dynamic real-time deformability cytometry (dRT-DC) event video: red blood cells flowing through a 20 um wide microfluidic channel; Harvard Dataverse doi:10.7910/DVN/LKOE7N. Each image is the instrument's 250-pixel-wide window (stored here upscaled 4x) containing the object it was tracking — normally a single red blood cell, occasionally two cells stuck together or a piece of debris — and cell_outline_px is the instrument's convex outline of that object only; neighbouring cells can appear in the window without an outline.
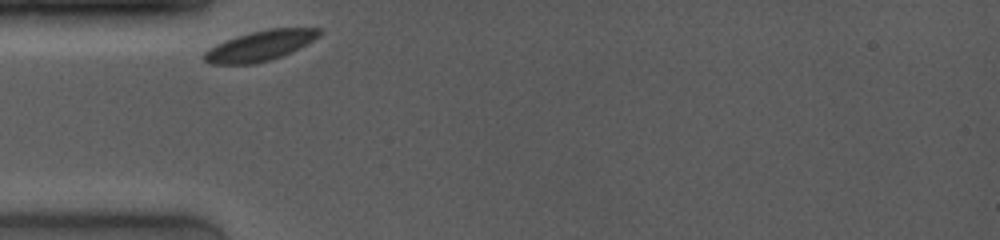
{"species": "common noctule bat (a hibernating species)", "species_latin": "Nyctalus noctula", "temperature_condition": "room temperature", "stored_images_in_passage": 38, "segment_of_instrument_passage": [1, 2], "camera_frame_rate_fps": 4000, "um_per_image_px": 0.085, "animal": {"sex": "female", "body_mass_g": 19.0, "forearm_length_mm": 53.3}, "frame": {"image": 1, "passage_image": 1, "time_ms": 0.0, "image_size_px": [1000, 240], "cell_outline_px": [[324, 32], [320, 36], [280, 56], [268, 60], [252, 64], [212, 64], [204, 60], [200, 56], [208, 48], [216, 44], [236, 36], [268, 28], [320, 28]], "centroid_in_image_um": [22.05, 3.88], "position_along_channel_um": 62.9, "area_um2": 20.0}}
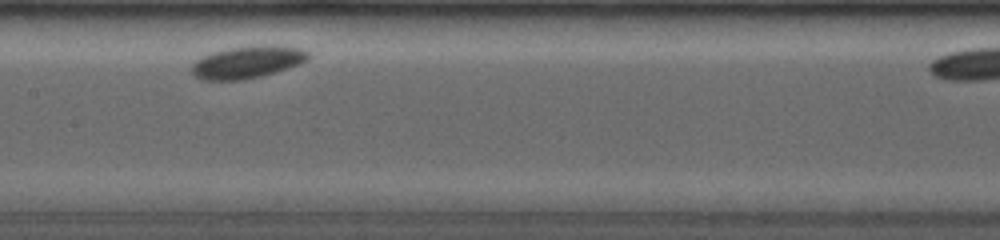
{"frame": {"image": 2, "passage_image": 15, "time_ms": 3.5, "image_size_px": [1000, 240], "cell_outline_px": [[308, 60], [300, 64], [264, 76], [244, 80], [200, 80], [192, 72], [192, 64], [196, 60], [212, 52], [228, 48], [272, 44], [304, 48], [308, 52]], "centroid_in_image_um": [21.07, 5.28], "position_along_channel_um": 186.3, "area_um2": 22.14}}
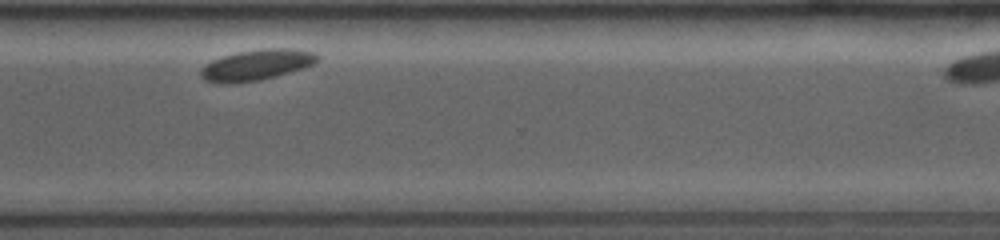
{"frame": {"image": 3, "passage_image": 33, "time_ms": 8.0, "image_size_px": [1000, 240], "cell_outline_px": [[320, 60], [304, 68], [276, 76], [260, 80], [236, 84], [224, 84], [204, 80], [200, 76], [200, 68], [212, 60], [236, 52], [264, 48], [288, 48], [316, 52], [320, 56]], "centroid_in_image_um": [21.81, 5.52], "position_along_channel_um": 348.8, "area_um2": 21.21}}